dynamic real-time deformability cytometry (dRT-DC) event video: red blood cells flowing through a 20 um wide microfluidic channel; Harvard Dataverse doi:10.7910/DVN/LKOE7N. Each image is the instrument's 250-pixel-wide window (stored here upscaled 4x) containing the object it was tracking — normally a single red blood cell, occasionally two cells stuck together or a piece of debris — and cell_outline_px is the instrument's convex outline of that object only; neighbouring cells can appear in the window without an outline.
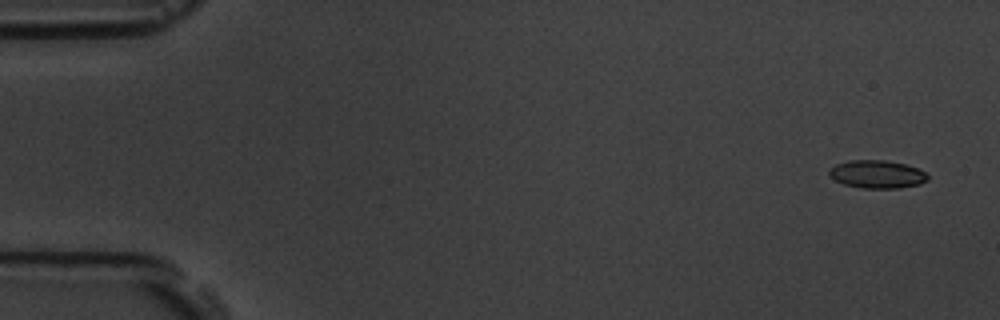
{"species": "common noctule bat (a hibernating species)", "species_latin": "Nyctalus noctula", "temperature_condition": "room temperature", "stored_images_in_passage": 5, "camera_frame_rate_fps": 3000, "um_per_image_px": 0.085, "animal": {"sex": "male", "body_mass_g": 19.5, "forearm_length_mm": 54.6}, "frame": {"image": 1, "passage_image": 1, "time_ms": 0.0, "image_size_px": [1000, 320], "cell_outline_px": [[928, 180], [920, 184], [900, 188], [860, 188], [844, 184], [828, 176], [828, 172], [836, 164], [848, 160], [884, 160], [904, 164], [916, 168], [924, 172], [928, 176]], "centroid_in_image_um": [74.53, 14.81], "position_along_channel_um": 10.5, "area_um2": 16.01}}